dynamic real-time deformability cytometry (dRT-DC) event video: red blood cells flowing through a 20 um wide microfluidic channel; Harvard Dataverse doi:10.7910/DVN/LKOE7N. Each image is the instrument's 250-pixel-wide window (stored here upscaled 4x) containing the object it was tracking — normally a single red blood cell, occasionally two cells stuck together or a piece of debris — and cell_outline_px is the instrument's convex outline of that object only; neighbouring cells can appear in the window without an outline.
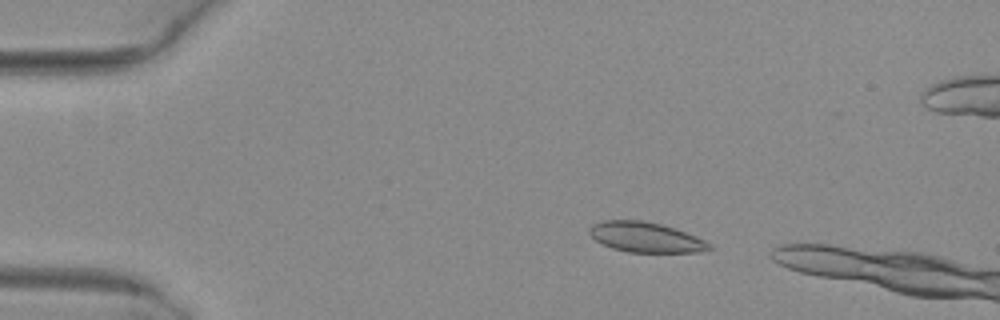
{"species": "common noctule bat (a hibernating species)", "species_latin": "Nyctalus noctula", "temperature_condition": "warm", "stored_images_in_passage": 8, "segment_of_instrument_passage": [1, 2], "camera_frame_rate_fps": 3000, "um_per_image_px": 0.085, "animal": {"sex": "female", "body_mass_g": 29.2, "forearm_length_mm": 56.3}, "frame": {"image": 1, "passage_image": 2, "time_ms": 0.333, "image_size_px": [1000, 320], "cell_outline_px": [[716, 248], [700, 252], [628, 252], [612, 248], [596, 240], [588, 232], [588, 228], [592, 224], [604, 220], [640, 220], [660, 224], [676, 228], [696, 236], [712, 244]], "centroid_in_image_um": [54.92, 20.16], "position_along_channel_um": 30.1, "area_um2": 21.15}}
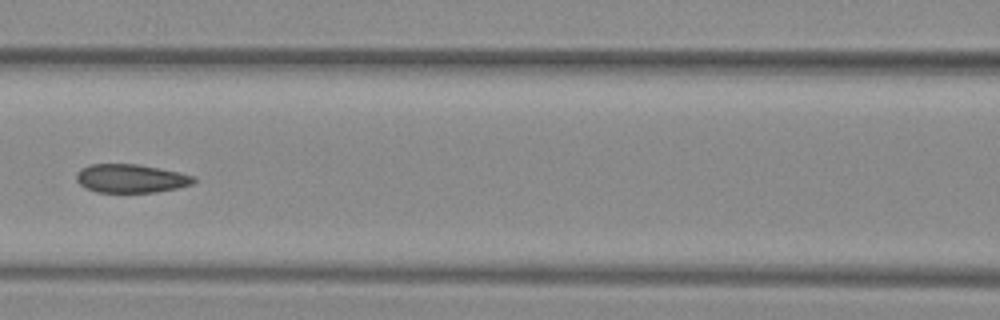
{"frame": {"image": 2, "passage_image": 6, "time_ms": 1.667, "image_size_px": [1000, 320], "cell_outline_px": [[196, 180], [192, 184], [176, 188], [156, 192], [96, 192], [84, 188], [76, 180], [76, 172], [80, 168], [88, 164], [136, 164], [160, 168], [180, 172], [196, 176]], "centroid_in_image_um": [11.1, 15.16], "position_along_channel_um": 155.5, "area_um2": 19.71}}